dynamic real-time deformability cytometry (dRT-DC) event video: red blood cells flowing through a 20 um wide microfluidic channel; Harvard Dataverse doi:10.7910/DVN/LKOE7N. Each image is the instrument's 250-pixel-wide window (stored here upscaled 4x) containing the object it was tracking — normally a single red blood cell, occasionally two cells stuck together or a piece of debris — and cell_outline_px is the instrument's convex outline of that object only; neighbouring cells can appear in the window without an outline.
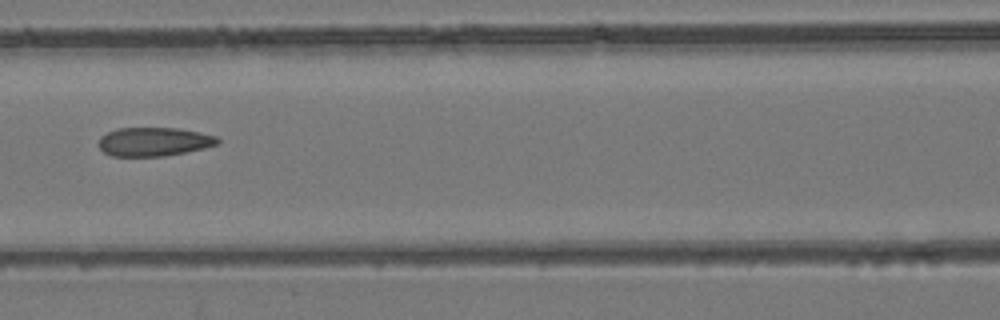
{"species": "common noctule bat (a hibernating species)", "species_latin": "Nyctalus noctula", "temperature_condition": "room temperature", "stored_images_in_passage": 6, "camera_frame_rate_fps": 3000, "um_per_image_px": 0.085, "animal": {"sex": "female", "body_mass_g": 24.6, "forearm_length_mm": 56.2}, "frame": {"image": 1, "passage_image": 6, "time_ms": 7.0, "image_size_px": [1000, 320], "cell_outline_px": [[220, 140], [216, 144], [204, 148], [164, 156], [112, 156], [104, 152], [96, 144], [100, 136], [116, 128], [176, 128], [216, 136]], "centroid_in_image_um": [13.01, 12.04], "position_along_channel_um": 153.6, "area_um2": 19.83}}